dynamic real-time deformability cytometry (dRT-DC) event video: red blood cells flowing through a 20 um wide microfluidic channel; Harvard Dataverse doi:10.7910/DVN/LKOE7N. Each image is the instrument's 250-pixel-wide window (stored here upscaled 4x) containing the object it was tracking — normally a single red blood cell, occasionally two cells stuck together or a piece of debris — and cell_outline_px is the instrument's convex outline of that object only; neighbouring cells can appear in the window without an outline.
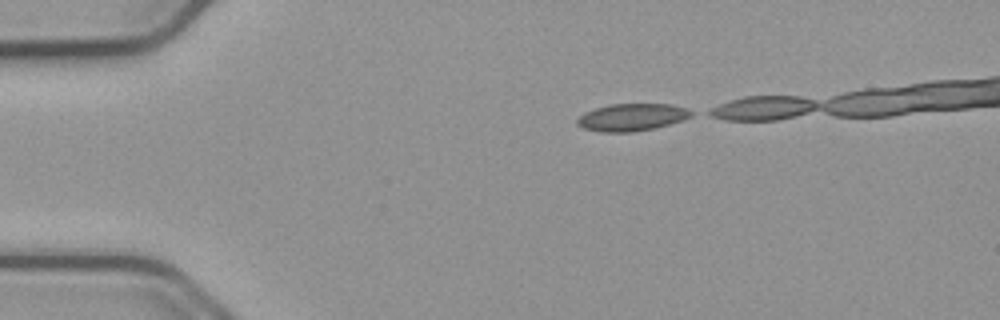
{"species": "common noctule bat (a hibernating species)", "species_latin": "Nyctalus noctula", "temperature_condition": "cold", "stored_images_in_passage": 14, "camera_frame_rate_fps": 3000, "um_per_image_px": 0.085, "animal": {"sex": "male", "body_mass_g": 23.1, "forearm_length_mm": 52.7}, "frame": {"image": 1, "passage_image": 1, "time_ms": 0.0, "image_size_px": [1000, 320], "cell_outline_px": [[696, 112], [692, 116], [668, 124], [652, 128], [632, 132], [604, 132], [584, 128], [576, 124], [576, 120], [584, 112], [596, 108], [612, 104], [672, 104], [688, 108]], "centroid_in_image_um": [53.73, 9.95], "position_along_channel_um": 31.3, "area_um2": 18.03}}
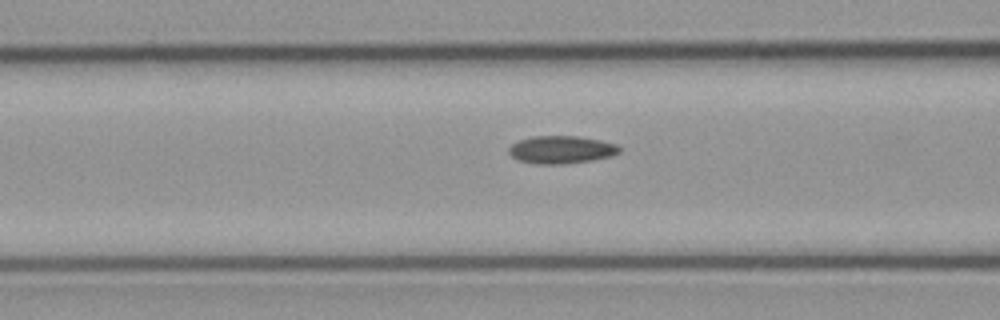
{"frame": {"image": 2, "passage_image": 12, "time_ms": 3.667, "image_size_px": [1000, 320], "cell_outline_px": [[620, 152], [612, 156], [592, 160], [564, 164], [536, 164], [520, 160], [512, 156], [508, 152], [508, 148], [512, 144], [520, 140], [532, 136], [580, 136], [600, 140], [616, 144], [620, 148]], "centroid_in_image_um": [47.72, 12.72], "position_along_channel_um": 118.9, "area_um2": 17.86}}